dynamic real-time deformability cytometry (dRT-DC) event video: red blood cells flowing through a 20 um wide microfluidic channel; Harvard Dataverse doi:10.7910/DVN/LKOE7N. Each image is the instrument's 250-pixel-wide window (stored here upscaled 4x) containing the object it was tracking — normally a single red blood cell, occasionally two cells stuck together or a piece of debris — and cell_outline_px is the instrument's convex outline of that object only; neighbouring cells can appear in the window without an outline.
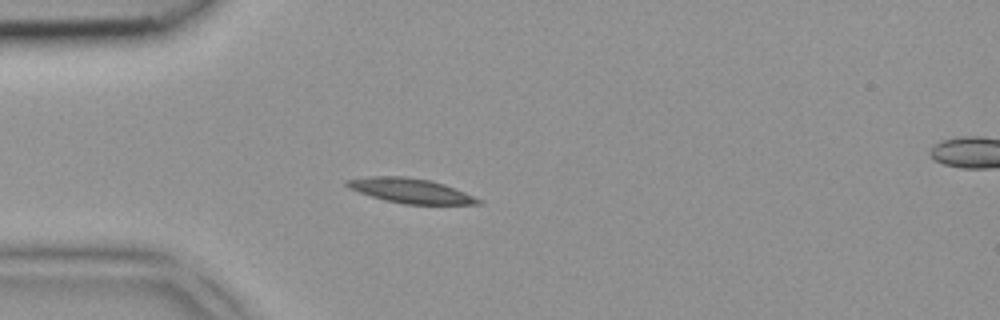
{"species": "common noctule bat (a hibernating species)", "species_latin": "Nyctalus noctula", "temperature_condition": "room temperature", "stored_images_in_passage": 4, "segment_of_instrument_passage": [1, 2], "camera_frame_rate_fps": 3000, "um_per_image_px": 0.085, "animal": {"sex": "female", "body_mass_g": 18.4}, "frame": {"image": 1, "passage_image": 3, "time_ms": 0.667, "image_size_px": [1000, 320], "cell_outline_px": [[484, 200], [480, 204], [404, 204], [384, 200], [348, 188], [344, 184], [344, 180], [368, 176], [404, 176], [432, 180], [444, 184]], "centroid_in_image_um": [34.88, 16.2], "position_along_channel_um": 50.1, "area_um2": 18.96}}